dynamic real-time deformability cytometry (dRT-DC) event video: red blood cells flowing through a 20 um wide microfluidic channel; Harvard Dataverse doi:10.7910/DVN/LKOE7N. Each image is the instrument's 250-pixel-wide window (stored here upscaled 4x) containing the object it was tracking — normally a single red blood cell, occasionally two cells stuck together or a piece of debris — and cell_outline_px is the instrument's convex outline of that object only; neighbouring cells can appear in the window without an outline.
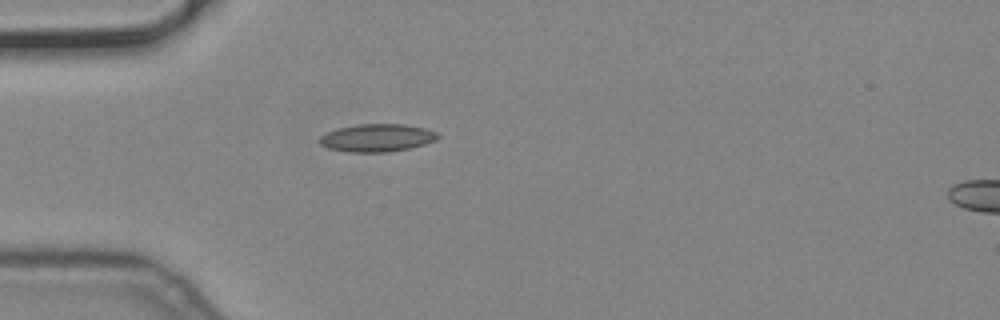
{"species": "common noctule bat (a hibernating species)", "species_latin": "Nyctalus noctula", "temperature_condition": "cold", "stored_images_in_passage": 3, "camera_frame_rate_fps": 3000, "um_per_image_px": 0.085, "animal": {"sex": "male", "body_mass_g": 19.2, "forearm_length_mm": 51.8}, "frame": {"image": 1, "passage_image": 3, "time_ms": 0.667, "image_size_px": [1000, 320], "cell_outline_px": [[440, 136], [436, 140], [412, 148], [388, 152], [348, 152], [328, 148], [320, 144], [316, 140], [320, 136], [328, 132], [340, 128], [356, 124], [404, 124], [424, 128], [436, 132]], "centroid_in_image_um": [32.04, 11.72], "position_along_channel_um": 53.0, "area_um2": 19.19}}